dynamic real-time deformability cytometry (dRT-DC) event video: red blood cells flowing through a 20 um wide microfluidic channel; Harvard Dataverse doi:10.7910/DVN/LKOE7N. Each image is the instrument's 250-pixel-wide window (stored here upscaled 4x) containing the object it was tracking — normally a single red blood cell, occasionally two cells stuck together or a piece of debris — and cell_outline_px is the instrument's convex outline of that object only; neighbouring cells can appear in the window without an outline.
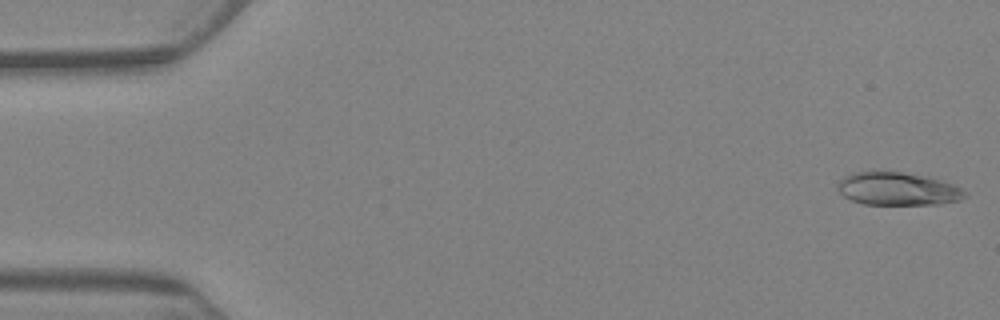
{"species": "Egyptian fruit bat (a non-hibernating species)", "species_latin": "Rousettus aegyptiacus", "temperature_condition": "warm", "stored_images_in_passage": 6, "camera_frame_rate_fps": 3000, "um_per_image_px": 0.085, "animal": {"sex": "female"}, "frame": {"image": 1, "passage_image": 1, "time_ms": 0.0, "image_size_px": [1000, 320], "cell_outline_px": [[968, 196], [960, 200], [940, 204], [864, 204], [852, 200], [844, 196], [836, 188], [836, 184], [844, 176], [856, 172], [900, 172], [924, 176], [940, 180], [952, 184], [968, 192]], "centroid_in_image_um": [76.32, 16.06], "position_along_channel_um": 8.7, "area_um2": 24.28}}
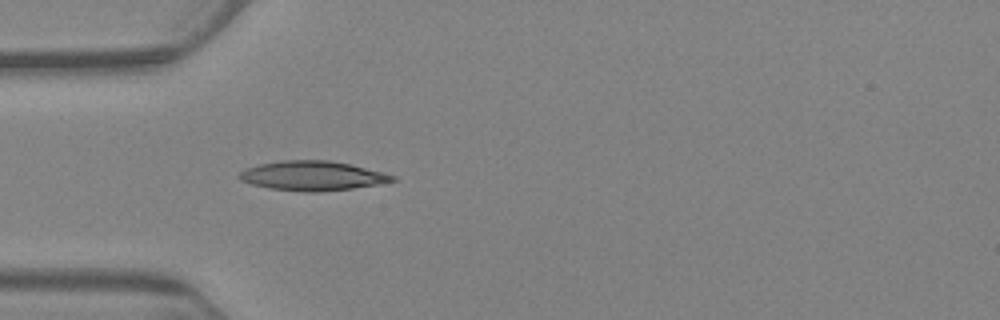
{"frame": {"image": 2, "passage_image": 6, "time_ms": 6.0, "image_size_px": [1000, 320], "cell_outline_px": [[396, 180], [376, 184], [352, 188], [320, 192], [304, 192], [268, 188], [252, 184], [240, 180], [236, 176], [244, 168], [260, 164], [280, 160], [328, 160], [352, 164], [384, 172], [396, 176]], "centroid_in_image_um": [26.53, 14.93], "position_along_channel_um": 58.5, "area_um2": 26.47}}